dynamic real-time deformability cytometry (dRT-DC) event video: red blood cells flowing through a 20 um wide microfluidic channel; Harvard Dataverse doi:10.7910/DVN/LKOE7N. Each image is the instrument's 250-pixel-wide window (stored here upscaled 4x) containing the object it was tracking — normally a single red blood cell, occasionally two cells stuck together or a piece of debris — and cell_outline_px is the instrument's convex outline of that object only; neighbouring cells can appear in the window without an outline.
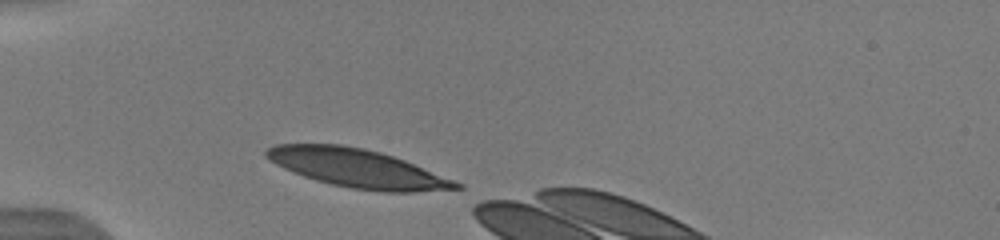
{"species": "human", "species_latin": "Homo sapiens", "temperature_condition": "warm", "stored_images_in_passage": 45, "camera_frame_rate_fps": 3000, "um_per_image_px": 0.085, "donor": {"sex": "male"}, "frame": {"image": 1, "passage_image": 1, "time_ms": 0.0, "image_size_px": [1000, 240], "cell_outline_px": [[464, 188], [416, 192], [380, 192], [352, 188], [332, 184], [316, 180], [304, 176], [284, 168], [276, 164], [264, 156], [264, 152], [268, 148], [276, 144], [340, 144], [364, 148], [380, 152], [404, 160], [464, 184]], "centroid_in_image_um": [30.4, 14.31], "position_along_channel_um": 54.6, "area_um2": 42.31}}
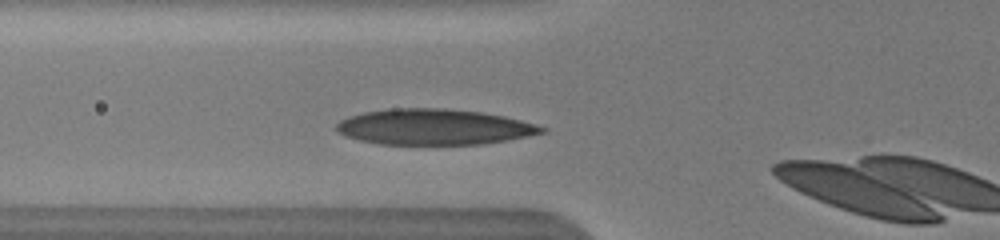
{"frame": {"image": 2, "passage_image": 6, "time_ms": 1.333, "image_size_px": [1000, 240], "cell_outline_px": [[548, 132], [528, 136], [484, 144], [380, 144], [360, 140], [344, 136], [336, 128], [336, 124], [340, 120], [348, 116], [364, 112], [388, 108], [444, 108], [480, 112], [504, 116], [536, 124], [548, 128]], "centroid_in_image_um": [36.9, 10.78], "position_along_channel_um": 88.9, "area_um2": 42.83}, "authors_computed_cell_mechanics": {"area_um2": 40.9224, "velocity_mm_per_s": 3.9319, "shape_relaxation_time_tau1_ms": 3.0756, "shape_relaxation_time_tau2_ms": 4.3693, "deformation_change_tau1": 0.1541, "deformation_change_tau2": 0.0935}}